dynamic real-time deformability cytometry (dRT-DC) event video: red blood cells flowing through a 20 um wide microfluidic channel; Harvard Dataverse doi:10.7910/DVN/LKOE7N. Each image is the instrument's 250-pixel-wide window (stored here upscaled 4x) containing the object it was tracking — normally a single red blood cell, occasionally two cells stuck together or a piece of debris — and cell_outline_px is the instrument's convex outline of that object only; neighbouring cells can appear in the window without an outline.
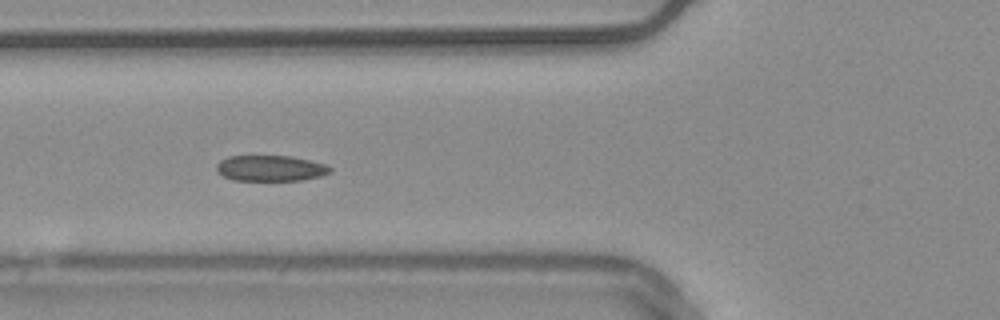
{"species": "common noctule bat (a hibernating species)", "species_latin": "Nyctalus noctula", "temperature_condition": "warm", "stored_images_in_passage": 39, "camera_frame_rate_fps": 3000, "um_per_image_px": 0.085, "animal": {"sex": "male", "body_mass_g": 20.4}, "frame": {"image": 1, "passage_image": 6, "time_ms": 1.667, "image_size_px": [1000, 320], "cell_outline_px": [[332, 172], [320, 176], [300, 180], [232, 180], [224, 176], [216, 168], [216, 164], [220, 160], [228, 156], [292, 156], [324, 164], [332, 168]], "centroid_in_image_um": [22.99, 14.29], "position_along_channel_um": 102.8, "area_um2": 16.94}}